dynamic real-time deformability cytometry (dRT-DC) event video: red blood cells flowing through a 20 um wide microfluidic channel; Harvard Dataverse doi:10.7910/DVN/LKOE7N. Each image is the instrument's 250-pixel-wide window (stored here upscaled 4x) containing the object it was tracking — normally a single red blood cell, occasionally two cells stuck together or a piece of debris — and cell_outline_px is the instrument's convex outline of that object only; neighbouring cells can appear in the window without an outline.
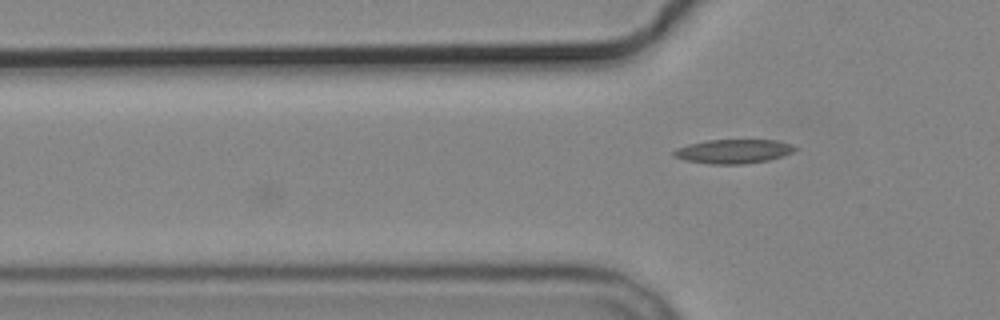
{"species": "common noctule bat (a hibernating species)", "species_latin": "Nyctalus noctula", "temperature_condition": "cold", "stored_images_in_passage": 2, "camera_frame_rate_fps": 3000, "um_per_image_px": 0.085, "animal": {"sex": "male", "body_mass_g": 19.2, "forearm_length_mm": 51.8}, "frame": {"image": 1, "passage_image": 2, "time_ms": 1.333, "image_size_px": [1000, 320], "cell_outline_px": [[800, 148], [792, 152], [768, 160], [744, 164], [712, 164], [684, 160], [672, 156], [672, 152], [676, 148], [688, 144], [708, 140], [776, 140], [792, 144]], "centroid_in_image_um": [62.32, 12.86], "position_along_channel_um": 63.5, "area_um2": 17.05}}